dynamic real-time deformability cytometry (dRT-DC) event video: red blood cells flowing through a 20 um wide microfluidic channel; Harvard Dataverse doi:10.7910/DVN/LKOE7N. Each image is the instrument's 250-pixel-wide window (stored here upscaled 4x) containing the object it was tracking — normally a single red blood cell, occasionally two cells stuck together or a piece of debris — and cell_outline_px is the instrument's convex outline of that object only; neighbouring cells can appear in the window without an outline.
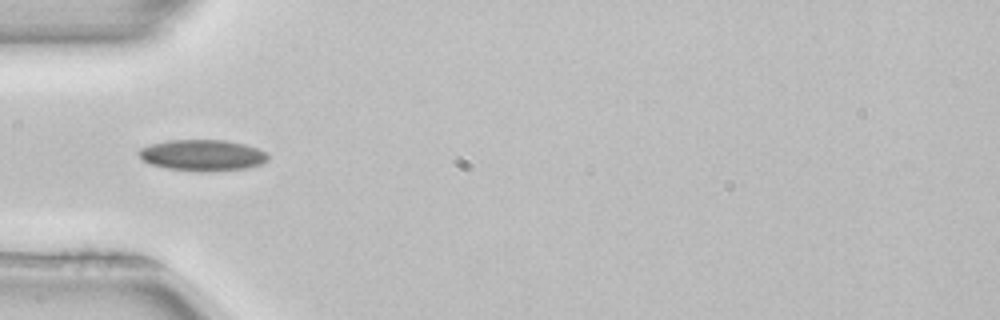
{"species": "common noctule bat (a hibernating species)", "species_latin": "Nyctalus noctula", "temperature_condition": "room temperature", "stored_images_in_passage": 26, "camera_frame_rate_fps": 3000, "um_per_image_px": 0.085, "animal": {"sex": "female", "body_mass_g": 22.7, "forearm_length_mm": 54.2}, "frame": {"image": 1, "passage_image": 5, "time_ms": 1.333, "image_size_px": [1000, 320], "cell_outline_px": [[268, 160], [260, 164], [244, 168], [168, 168], [152, 164], [144, 160], [136, 152], [140, 148], [152, 144], [168, 140], [224, 140], [244, 144], [256, 148], [264, 152], [268, 156]], "centroid_in_image_um": [17.18, 13.13], "position_along_channel_um": 67.8, "area_um2": 22.02}}